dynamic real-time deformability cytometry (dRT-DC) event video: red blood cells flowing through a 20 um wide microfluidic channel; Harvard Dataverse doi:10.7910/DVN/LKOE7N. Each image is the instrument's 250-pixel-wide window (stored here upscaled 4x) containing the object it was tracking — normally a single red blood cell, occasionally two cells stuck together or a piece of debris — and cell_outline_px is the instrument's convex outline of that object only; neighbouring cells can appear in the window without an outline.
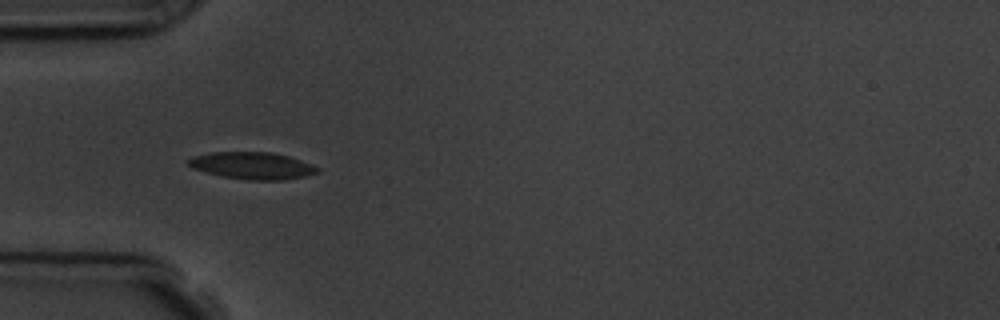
{"species": "common noctule bat (a hibernating species)", "species_latin": "Nyctalus noctula", "temperature_condition": "room temperature", "stored_images_in_passage": 6, "camera_frame_rate_fps": 3000, "um_per_image_px": 0.085, "animal": {"sex": "male", "body_mass_g": 19.5, "forearm_length_mm": 54.6}, "frame": {"image": 1, "passage_image": 5, "time_ms": 4.667, "image_size_px": [1000, 320], "cell_outline_px": [[320, 172], [308, 176], [284, 180], [248, 180], [224, 176], [192, 168], [188, 164], [188, 160], [196, 156], [212, 152], [272, 152], [288, 156], [312, 164], [320, 168]], "centroid_in_image_um": [21.53, 14.08], "position_along_channel_um": 63.5, "area_um2": 20.23}}